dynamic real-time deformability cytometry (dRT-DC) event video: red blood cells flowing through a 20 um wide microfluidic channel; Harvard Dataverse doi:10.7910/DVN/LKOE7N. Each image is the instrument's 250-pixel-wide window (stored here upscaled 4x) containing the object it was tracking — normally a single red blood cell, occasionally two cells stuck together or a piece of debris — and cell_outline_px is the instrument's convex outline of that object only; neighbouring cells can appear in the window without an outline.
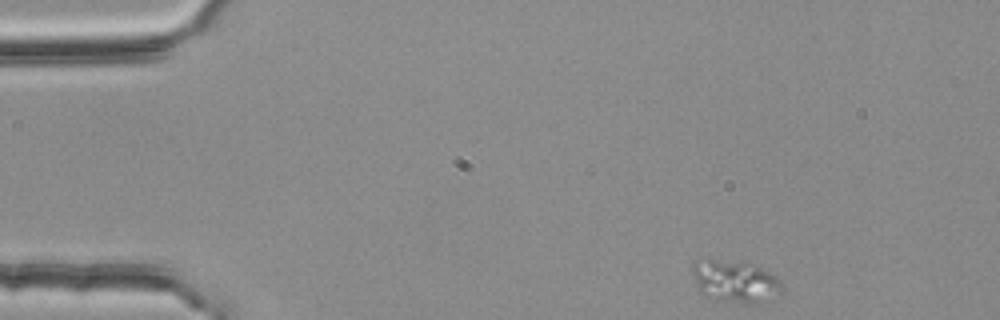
{"species": "common noctule bat (a hibernating species)", "species_latin": "Nyctalus noctula", "temperature_condition": "room temperature", "stored_images_in_passage": 44, "camera_frame_rate_fps": 3000, "um_per_image_px": 0.085, "animal": {"sex": "female", "body_mass_g": 25.1}, "frame": {"image": 1, "passage_image": 1, "time_ms": 0.0, "image_size_px": [1000, 320], "cell_outline_px": [[784, 292], [780, 296], [764, 304], [748, 304], [716, 300], [704, 296], [700, 292], [692, 268], [692, 260], [708, 256], [756, 264], [776, 276], [784, 288]], "centroid_in_image_um": [62.52, 23.9], "position_along_channel_um": 22.5, "area_um2": 23.35}}